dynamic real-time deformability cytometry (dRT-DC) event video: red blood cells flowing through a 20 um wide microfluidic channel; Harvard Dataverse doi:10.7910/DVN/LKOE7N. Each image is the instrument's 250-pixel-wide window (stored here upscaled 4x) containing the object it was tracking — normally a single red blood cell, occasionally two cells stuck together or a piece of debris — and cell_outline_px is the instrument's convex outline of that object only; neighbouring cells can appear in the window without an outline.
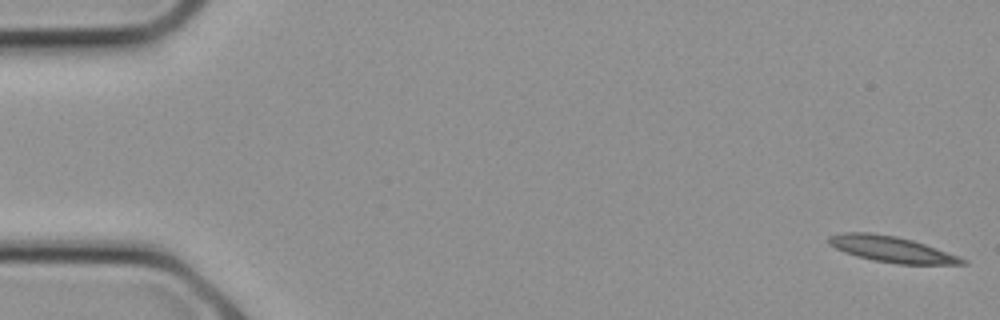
{"species": "common noctule bat (a hibernating species)", "species_latin": "Nyctalus noctula", "temperature_condition": "cold", "stored_images_in_passage": 11, "camera_frame_rate_fps": 3000, "um_per_image_px": 0.085, "animal": {"sex": "female", "body_mass_g": 21.9}, "frame": {"image": 1, "passage_image": 1, "time_ms": 0.0, "image_size_px": [1000, 320], "cell_outline_px": [[968, 264], [896, 264], [856, 256], [844, 252], [836, 248], [828, 240], [828, 236], [840, 232], [872, 232], [896, 236], [912, 240], [960, 256], [968, 260]], "centroid_in_image_um": [75.81, 21.18], "position_along_channel_um": 9.2, "area_um2": 20.11}}
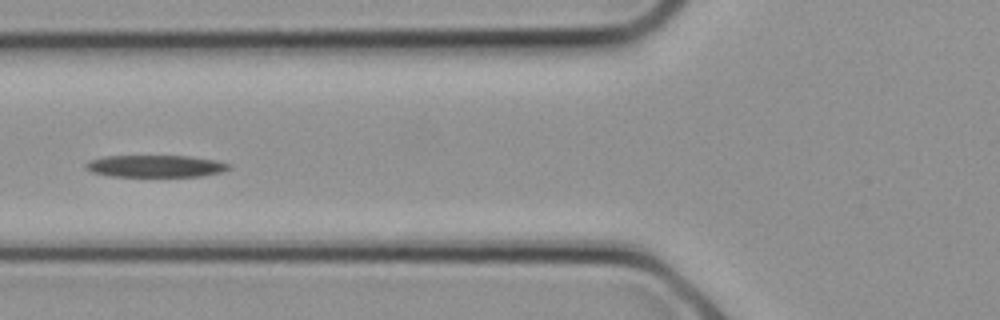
{"frame": {"image": 2, "passage_image": 10, "time_ms": 3.0, "image_size_px": [1000, 320], "cell_outline_px": [[232, 168], [220, 172], [200, 176], [112, 176], [92, 172], [84, 164], [92, 160], [104, 156], [192, 156], [216, 160], [232, 164]], "centroid_in_image_um": [13.29, 14.11], "position_along_channel_um": 112.5, "area_um2": 18.26}}